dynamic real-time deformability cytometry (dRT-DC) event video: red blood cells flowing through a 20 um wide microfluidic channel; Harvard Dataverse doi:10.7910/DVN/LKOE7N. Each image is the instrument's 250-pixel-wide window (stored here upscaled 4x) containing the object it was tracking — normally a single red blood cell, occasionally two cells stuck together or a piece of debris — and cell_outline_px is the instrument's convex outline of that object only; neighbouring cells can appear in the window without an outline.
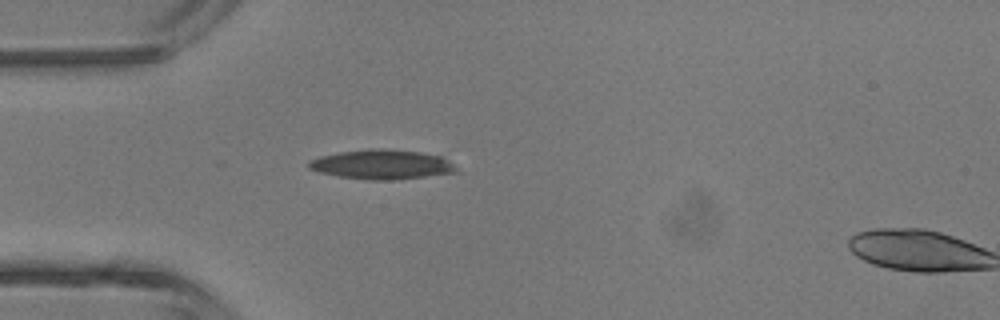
{"species": "common noctule bat (a hibernating species)", "species_latin": "Nyctalus noctula", "temperature_condition": "room temperature", "stored_images_in_passage": 3, "camera_frame_rate_fps": 3000, "um_per_image_px": 0.085, "animal": {"sex": "male", "body_mass_g": 13.3}, "frame": {"image": 1, "passage_image": 2, "time_ms": 2.0, "image_size_px": [1000, 320], "cell_outline_px": [[456, 172], [392, 180], [368, 180], [340, 176], [316, 172], [308, 168], [308, 164], [312, 160], [320, 156], [340, 152], [372, 148], [384, 148], [420, 152], [444, 156], [456, 168]], "centroid_in_image_um": [32.44, 13.97], "position_along_channel_um": 52.6, "area_um2": 25.26}}